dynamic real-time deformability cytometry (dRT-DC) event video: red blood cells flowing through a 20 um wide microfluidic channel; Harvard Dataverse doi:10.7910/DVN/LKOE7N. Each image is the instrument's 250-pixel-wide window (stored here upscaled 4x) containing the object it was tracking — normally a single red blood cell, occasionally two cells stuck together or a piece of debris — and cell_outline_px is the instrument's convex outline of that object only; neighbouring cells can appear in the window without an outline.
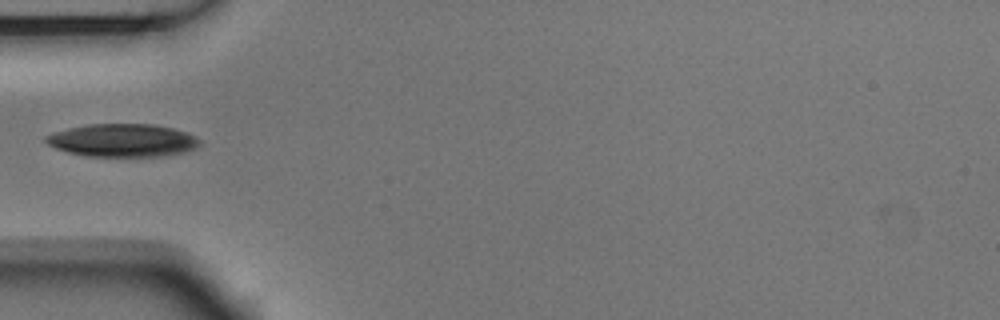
{"species": "Egyptian fruit bat (a non-hibernating species)", "species_latin": "Rousettus aegyptiacus", "temperature_condition": "room temperature", "stored_images_in_passage": 7, "camera_frame_rate_fps": 3000, "um_per_image_px": 0.085, "animal": {"sex": "male"}, "frame": {"image": 1, "passage_image": 1, "time_ms": 0.0, "image_size_px": [1000, 320], "cell_outline_px": [[200, 144], [196, 148], [184, 152], [164, 156], [88, 156], [68, 152], [56, 148], [48, 144], [44, 140], [44, 136], [68, 128], [88, 124], [152, 124], [172, 128], [196, 136], [200, 140]], "centroid_in_image_um": [10.42, 11.93], "position_along_channel_um": 74.6, "area_um2": 29.42}}
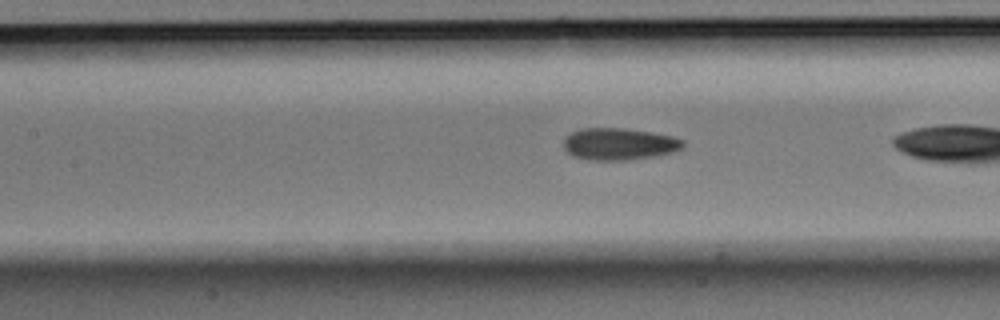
{"frame": {"image": 2, "passage_image": 5, "time_ms": 1.333, "image_size_px": [1000, 320], "cell_outline_px": [[684, 148], [672, 152], [656, 156], [628, 160], [588, 160], [572, 156], [564, 148], [564, 140], [572, 132], [584, 128], [624, 128], [652, 132], [672, 136], [684, 140]], "centroid_in_image_um": [52.65, 12.25], "position_along_channel_um": 154.7, "area_um2": 22.31}}